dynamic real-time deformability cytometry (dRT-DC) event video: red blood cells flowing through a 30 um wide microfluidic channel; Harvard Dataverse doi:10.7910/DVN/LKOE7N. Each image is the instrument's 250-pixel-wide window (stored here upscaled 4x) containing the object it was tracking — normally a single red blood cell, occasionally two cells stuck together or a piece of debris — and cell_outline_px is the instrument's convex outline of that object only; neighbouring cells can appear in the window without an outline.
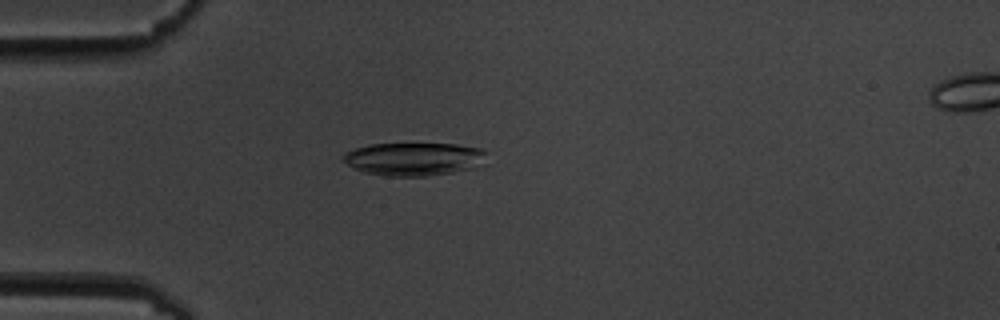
{"species": "common noctule bat (a hibernating species)", "species_latin": "Nyctalus noctula", "temperature_condition": "cold", "stored_images_in_passage": 4, "camera_frame_rate_fps": 3000, "um_per_image_px": 0.085, "animal": {"sex": "male", "body_mass_g": 19.5, "forearm_length_mm": 54.6}, "frame": {"image": 1, "passage_image": 3, "time_ms": 2.333, "image_size_px": [1000, 320], "cell_outline_px": [[488, 152], [472, 168], [452, 172], [428, 176], [384, 176], [364, 172], [352, 168], [340, 160], [340, 156], [344, 152], [368, 144], [456, 144], [484, 148]], "centroid_in_image_um": [35.08, 13.51], "position_along_channel_um": 49.9, "area_um2": 27.74}}